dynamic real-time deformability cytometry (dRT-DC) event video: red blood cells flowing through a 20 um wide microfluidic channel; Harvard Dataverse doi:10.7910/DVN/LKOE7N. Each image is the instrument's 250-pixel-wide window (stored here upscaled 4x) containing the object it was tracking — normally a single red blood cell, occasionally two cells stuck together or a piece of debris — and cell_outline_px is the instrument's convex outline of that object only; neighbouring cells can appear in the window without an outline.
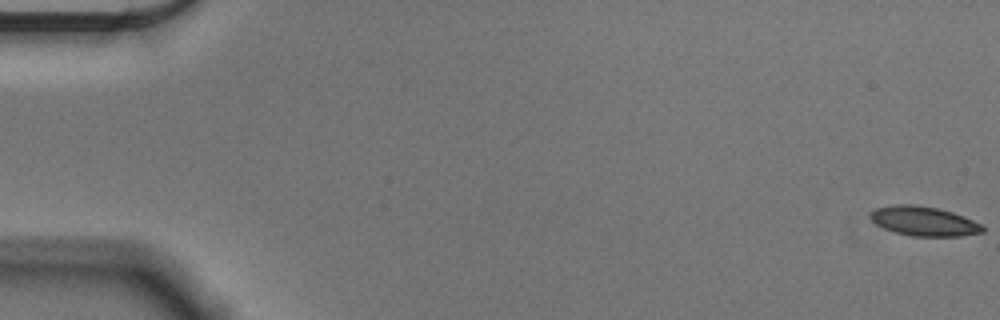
{"species": "Egyptian fruit bat (a non-hibernating species)", "species_latin": "Rousettus aegyptiacus", "temperature_condition": "cold", "stored_images_in_passage": 56, "camera_frame_rate_fps": 3000, "um_per_image_px": 0.085, "animal": {"sex": "male"}, "frame": {"image": 1, "passage_image": 1, "time_ms": 0.0, "image_size_px": [1000, 320], "cell_outline_px": [[984, 232], [960, 236], [912, 236], [896, 232], [884, 228], [876, 224], [872, 220], [872, 212], [876, 208], [892, 204], [916, 204], [936, 208], [952, 212], [964, 216], [980, 224], [984, 228]], "centroid_in_image_um": [78.54, 18.79], "position_along_channel_um": 6.5, "area_um2": 19.07}}
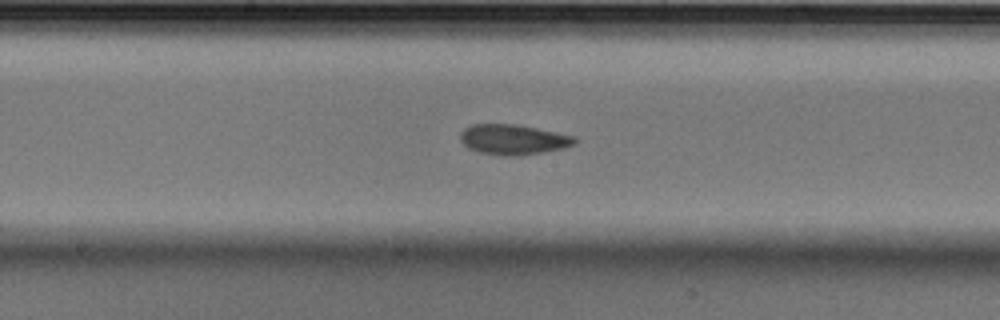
{"frame": {"image": 2, "passage_image": 30, "time_ms": 9.667, "image_size_px": [1000, 320], "cell_outline_px": [[576, 144], [564, 148], [544, 152], [520, 156], [504, 156], [480, 152], [468, 148], [460, 140], [460, 132], [464, 128], [472, 124], [516, 124], [576, 136]], "centroid_in_image_um": [43.63, 11.86], "position_along_channel_um": 204.6, "area_um2": 20.29}}
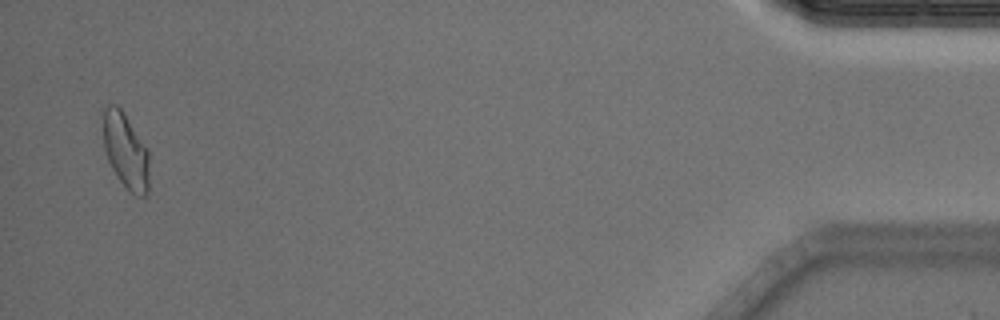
{"frame": {"image": 3, "passage_image": 55, "time_ms": 18.0, "image_size_px": [1000, 320], "cell_outline_px": [[148, 196], [136, 196], [128, 192], [116, 176], [108, 160], [104, 148], [104, 108], [108, 104], [116, 104], [124, 112], [148, 148]], "centroid_in_image_um": [10.7, 12.85], "position_along_channel_um": 424.5, "area_um2": 20.46}, "authors_computed_cell_mechanics": {"area_um2": 19.5364, "velocity_mm_per_s": 3.615, "shape_relaxation_time_tau1_ms": 3.3086, "shape_relaxation_time_tau2_ms": 2.8914, "deformation_change_tau1": 0.1168, "deformation_change_tau2": 0.0841}}